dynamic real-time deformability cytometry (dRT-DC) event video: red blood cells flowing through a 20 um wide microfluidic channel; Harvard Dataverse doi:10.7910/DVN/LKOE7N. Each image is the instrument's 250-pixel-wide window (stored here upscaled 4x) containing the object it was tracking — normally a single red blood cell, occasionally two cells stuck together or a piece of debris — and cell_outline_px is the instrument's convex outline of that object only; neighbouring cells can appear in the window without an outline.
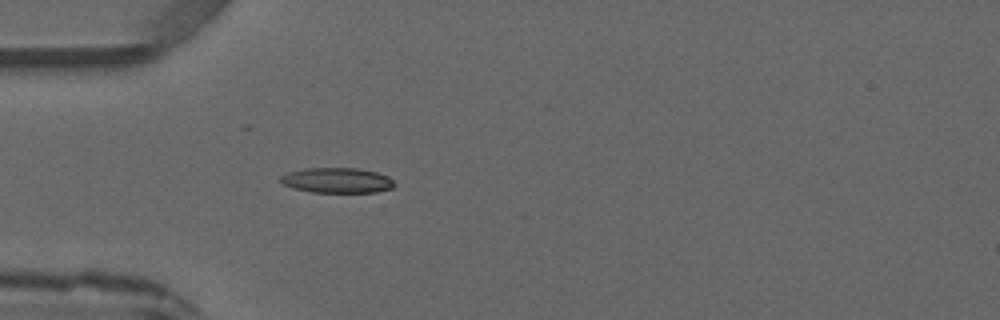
{"species": "common noctule bat (a hibernating species)", "species_latin": "Nyctalus noctula", "temperature_condition": "warm", "stored_images_in_passage": 4, "camera_frame_rate_fps": 3000, "um_per_image_px": 0.085, "animal": {"sex": "male", "forearm_length_mm": 52.5}, "frame": {"image": 1, "passage_image": 4, "time_ms": 4.0, "image_size_px": [1000, 320], "cell_outline_px": [[396, 184], [392, 188], [376, 192], [312, 192], [292, 188], [284, 184], [280, 180], [280, 176], [288, 172], [304, 168], [356, 168], [376, 172], [388, 176]], "centroid_in_image_um": [28.64, 15.33], "position_along_channel_um": 56.4, "area_um2": 16.7}}